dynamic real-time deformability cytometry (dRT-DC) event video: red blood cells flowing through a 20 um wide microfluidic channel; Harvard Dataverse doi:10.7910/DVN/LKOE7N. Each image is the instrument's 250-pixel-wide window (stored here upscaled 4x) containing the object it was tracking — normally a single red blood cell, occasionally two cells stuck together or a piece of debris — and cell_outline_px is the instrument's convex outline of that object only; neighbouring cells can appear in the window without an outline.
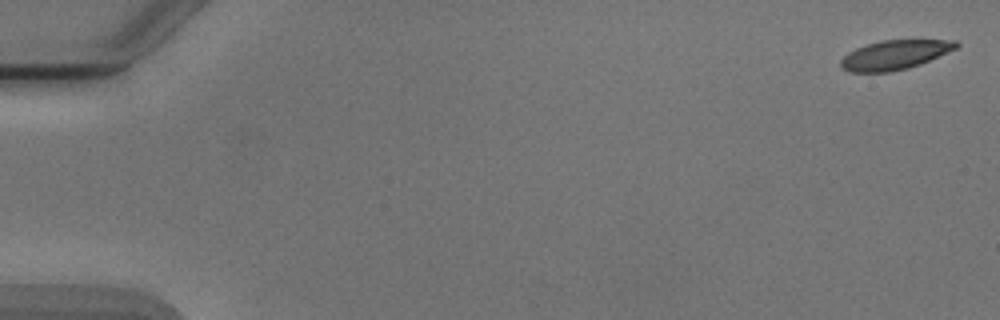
{"species": "Egyptian fruit bat (a non-hibernating species)", "species_latin": "Rousettus aegyptiacus", "temperature_condition": "cold", "stored_images_in_passage": 4, "camera_frame_rate_fps": 3000, "um_per_image_px": 0.085, "animal": {"sex": "male"}, "frame": {"image": 1, "passage_image": 1, "time_ms": 0.0, "image_size_px": [1000, 320], "cell_outline_px": [[960, 44], [956, 48], [920, 64], [908, 68], [892, 72], [848, 72], [840, 68], [840, 60], [848, 52], [856, 48], [880, 40], [956, 40]], "centroid_in_image_um": [76.01, 4.67], "position_along_channel_um": 9.0, "area_um2": 19.71}}